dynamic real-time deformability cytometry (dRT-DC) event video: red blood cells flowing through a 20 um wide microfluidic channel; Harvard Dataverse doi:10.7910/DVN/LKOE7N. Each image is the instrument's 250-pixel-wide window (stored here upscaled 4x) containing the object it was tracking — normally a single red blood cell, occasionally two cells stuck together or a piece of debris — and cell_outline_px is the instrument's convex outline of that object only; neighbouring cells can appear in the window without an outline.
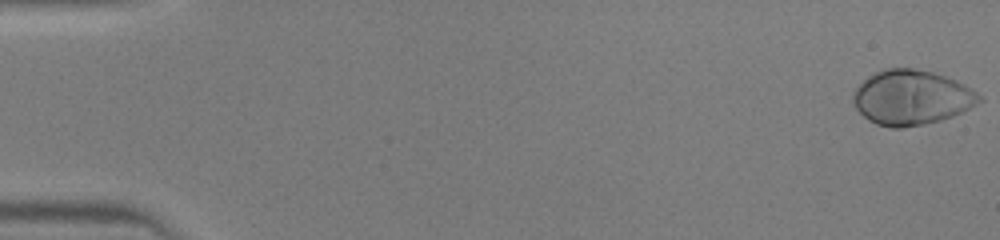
{"species": "human", "species_latin": "Homo sapiens", "temperature_condition": "warm", "stored_images_in_passage": 46, "camera_frame_rate_fps": 3000, "um_per_image_px": 0.085, "donor": {"sex": "male"}, "frame": {"image": 1, "passage_image": 1, "time_ms": 0.0, "image_size_px": [1000, 240], "cell_outline_px": [[984, 100], [952, 116], [940, 120], [924, 124], [900, 128], [892, 128], [876, 124], [868, 120], [856, 108], [852, 100], [852, 92], [868, 76], [884, 68], [912, 68], [932, 72], [956, 80], [964, 84], [976, 92]], "centroid_in_image_um": [77.45, 8.28], "position_along_channel_um": 7.6, "area_um2": 40.06}}
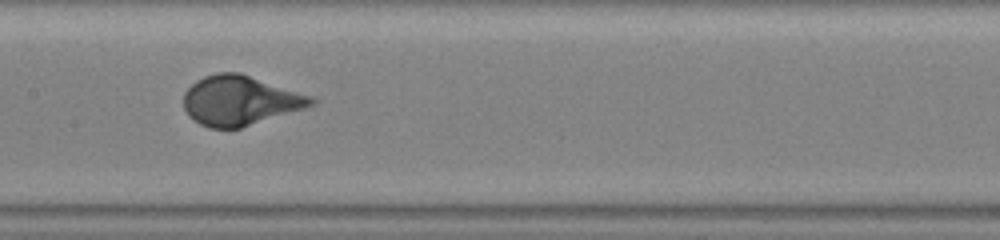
{"frame": {"image": 2, "passage_image": 24, "time_ms": 7.667, "image_size_px": [1000, 240], "cell_outline_px": [[316, 104], [304, 108], [240, 128], [208, 128], [200, 124], [188, 116], [184, 108], [184, 92], [196, 80], [204, 76], [216, 72], [240, 72], [312, 96], [316, 100]], "centroid_in_image_um": [20.38, 8.53], "position_along_channel_um": 187.0, "area_um2": 36.88}}
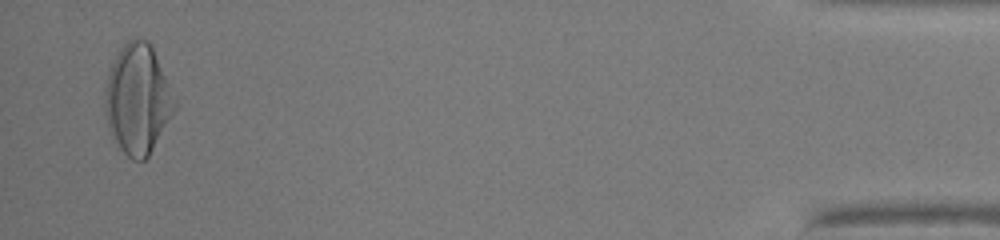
{"frame": {"image": 3, "passage_image": 45, "time_ms": 14.667, "image_size_px": [1000, 240], "cell_outline_px": [[180, 104], [148, 156], [144, 160], [132, 160], [120, 148], [112, 136], [108, 128], [104, 104], [104, 96], [108, 76], [112, 64], [120, 48], [132, 36], [136, 36], [148, 40]], "centroid_in_image_um": [11.74, 8.42], "position_along_channel_um": 423.5, "area_um2": 44.85}}